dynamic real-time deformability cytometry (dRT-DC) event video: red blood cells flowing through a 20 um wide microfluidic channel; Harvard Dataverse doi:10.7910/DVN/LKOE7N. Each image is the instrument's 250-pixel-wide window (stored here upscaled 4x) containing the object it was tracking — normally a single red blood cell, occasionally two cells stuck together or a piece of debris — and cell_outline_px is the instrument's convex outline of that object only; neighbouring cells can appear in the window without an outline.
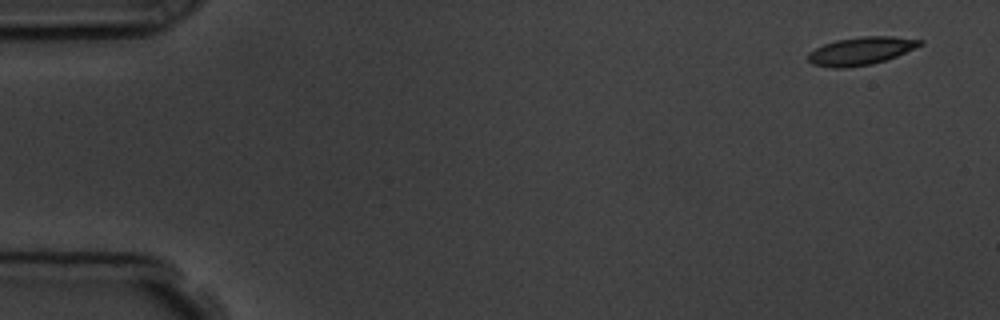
{"species": "common noctule bat (a hibernating species)", "species_latin": "Nyctalus noctula", "temperature_condition": "room temperature", "stored_images_in_passage": 5, "camera_frame_rate_fps": 3000, "um_per_image_px": 0.085, "animal": {"sex": "male", "body_mass_g": 19.5, "forearm_length_mm": 54.6}, "frame": {"image": 1, "passage_image": 1, "time_ms": 0.0, "image_size_px": [1000, 320], "cell_outline_px": [[924, 44], [896, 56], [872, 64], [844, 68], [832, 68], [812, 64], [808, 60], [808, 52], [824, 44], [836, 40], [860, 36], [892, 36], [924, 40]], "centroid_in_image_um": [73.17, 4.32], "position_along_channel_um": 11.8, "area_um2": 18.21}}
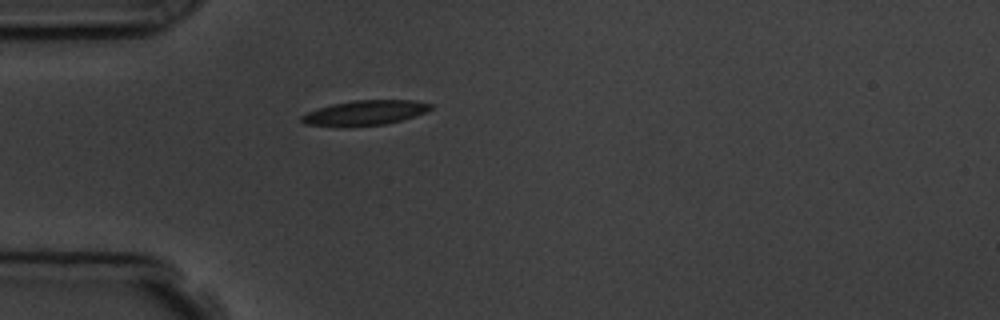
{"frame": {"image": 2, "passage_image": 5, "time_ms": 4.333, "image_size_px": [1000, 320], "cell_outline_px": [[432, 108], [416, 116], [384, 124], [344, 128], [336, 128], [304, 124], [300, 120], [300, 116], [308, 112], [332, 104], [352, 100], [412, 100], [432, 104]], "centroid_in_image_um": [30.95, 9.61], "position_along_channel_um": 54.1, "area_um2": 19.02}}